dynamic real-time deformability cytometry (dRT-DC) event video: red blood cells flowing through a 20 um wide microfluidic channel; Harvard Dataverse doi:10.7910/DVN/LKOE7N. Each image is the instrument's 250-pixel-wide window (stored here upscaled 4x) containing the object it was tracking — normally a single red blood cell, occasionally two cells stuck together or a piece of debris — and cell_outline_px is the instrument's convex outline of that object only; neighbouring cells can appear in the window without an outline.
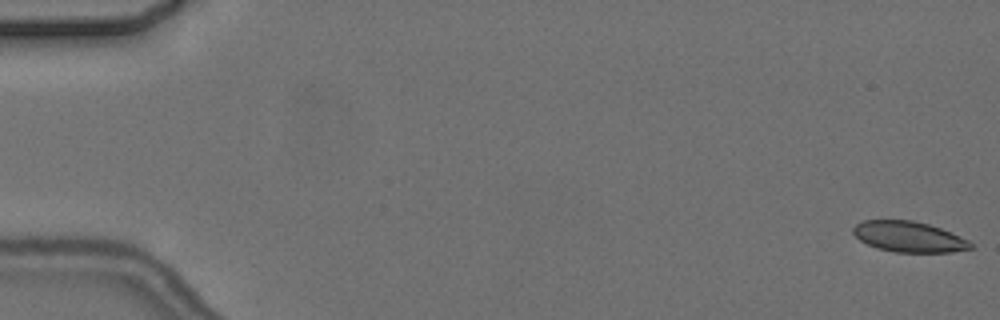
{"species": "common noctule bat (a hibernating species)", "species_latin": "Nyctalus noctula", "temperature_condition": "cold", "stored_images_in_passage": 7, "camera_frame_rate_fps": 3000, "um_per_image_px": 0.085, "animal": {"sex": "female", "body_mass_g": 24.6, "forearm_length_mm": 56.2}, "frame": {"image": 1, "passage_image": 1, "time_ms": 0.0, "image_size_px": [1000, 320], "cell_outline_px": [[976, 248], [952, 252], [896, 252], [880, 248], [868, 244], [860, 240], [852, 232], [852, 228], [856, 224], [864, 220], [912, 220], [928, 224], [952, 232], [968, 240]], "centroid_in_image_um": [77.29, 20.12], "position_along_channel_um": 7.7, "area_um2": 20.92}}
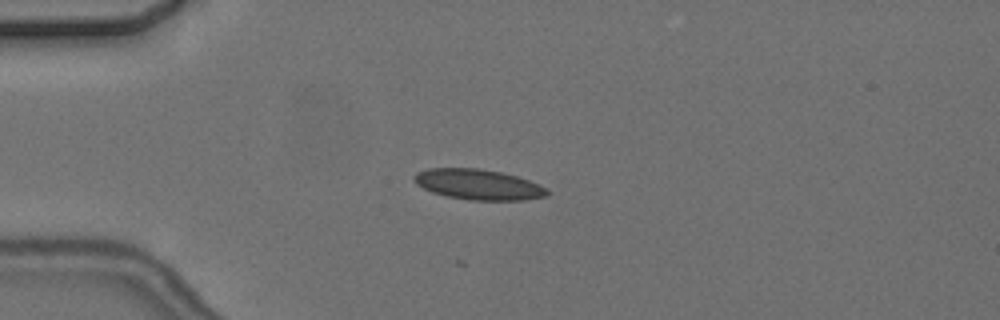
{"frame": {"image": 2, "passage_image": 5, "time_ms": 4.667, "image_size_px": [1000, 320], "cell_outline_px": [[548, 196], [524, 200], [468, 200], [448, 196], [432, 192], [416, 184], [412, 180], [412, 176], [416, 172], [428, 168], [476, 168], [500, 172], [516, 176], [528, 180], [544, 188], [548, 192]], "centroid_in_image_um": [40.59, 15.68], "position_along_channel_um": 44.4, "area_um2": 23.47}}
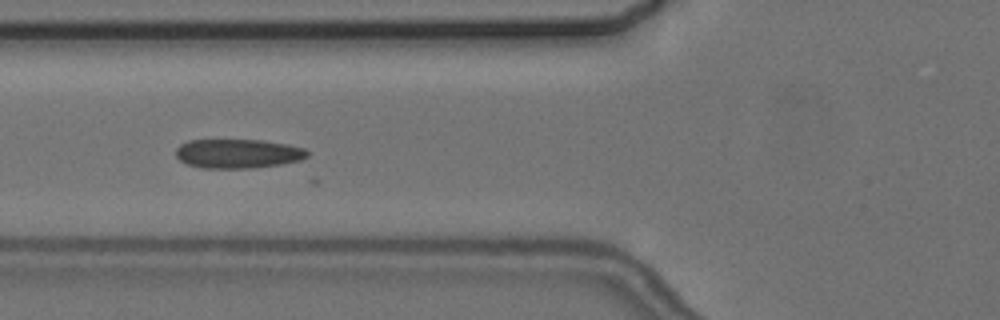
{"frame": {"image": 3, "passage_image": 7, "time_ms": 7.0, "image_size_px": [1000, 320], "cell_outline_px": [[308, 156], [300, 160], [280, 164], [252, 168], [200, 168], [188, 164], [180, 160], [176, 156], [176, 148], [180, 144], [188, 140], [264, 140], [288, 144], [304, 148], [308, 152]], "centroid_in_image_um": [20.21, 13.05], "position_along_channel_um": 105.6, "area_um2": 22.43}}